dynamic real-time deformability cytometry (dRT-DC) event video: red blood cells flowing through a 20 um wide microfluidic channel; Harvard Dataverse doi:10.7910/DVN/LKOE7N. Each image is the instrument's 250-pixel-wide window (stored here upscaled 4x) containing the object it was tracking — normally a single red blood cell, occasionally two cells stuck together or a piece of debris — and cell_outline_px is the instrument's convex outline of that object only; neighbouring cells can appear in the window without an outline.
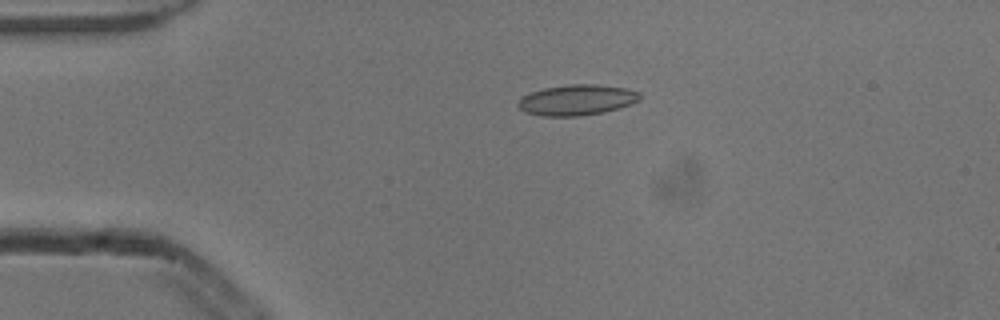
{"species": "common noctule bat (a hibernating species)", "species_latin": "Nyctalus noctula", "temperature_condition": "cold", "stored_images_in_passage": 5, "camera_frame_rate_fps": 3000, "um_per_image_px": 0.085, "animal": {"sex": "male", "body_mass_g": 13.3}, "frame": {"image": 1, "passage_image": 4, "time_ms": 1.0, "image_size_px": [1000, 320], "cell_outline_px": [[640, 100], [632, 104], [604, 112], [580, 116], [540, 116], [524, 112], [516, 104], [520, 96], [544, 88], [568, 84], [596, 84], [624, 88], [640, 92]], "centroid_in_image_um": [49.0, 8.5], "position_along_channel_um": 36.0, "area_um2": 21.91}}